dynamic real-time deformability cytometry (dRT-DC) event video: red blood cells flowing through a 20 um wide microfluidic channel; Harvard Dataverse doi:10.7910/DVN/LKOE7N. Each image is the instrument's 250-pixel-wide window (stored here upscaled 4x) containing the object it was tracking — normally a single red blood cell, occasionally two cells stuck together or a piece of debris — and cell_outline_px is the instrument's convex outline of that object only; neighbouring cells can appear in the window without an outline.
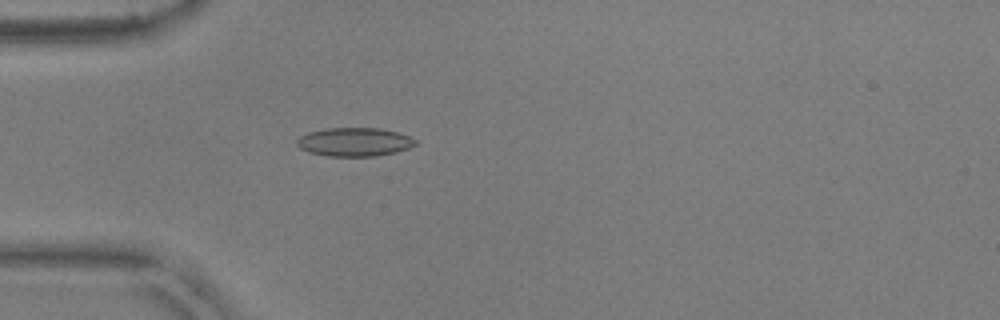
{"species": "common noctule bat (a hibernating species)", "species_latin": "Nyctalus noctula", "temperature_condition": "warm", "stored_images_in_passage": 53, "camera_frame_rate_fps": 3000, "um_per_image_px": 0.085, "animal": {"sex": "male", "body_mass_g": 17.9, "forearm_length_mm": 54.2}, "frame": {"image": 1, "passage_image": 16, "time_ms": 5.0, "image_size_px": [1000, 320], "cell_outline_px": [[416, 144], [408, 148], [396, 152], [376, 156], [328, 156], [308, 152], [300, 148], [296, 144], [296, 140], [300, 136], [308, 132], [324, 128], [380, 128], [400, 132], [416, 140]], "centroid_in_image_um": [30.11, 12.06], "position_along_channel_um": 54.9, "area_um2": 19.88}}
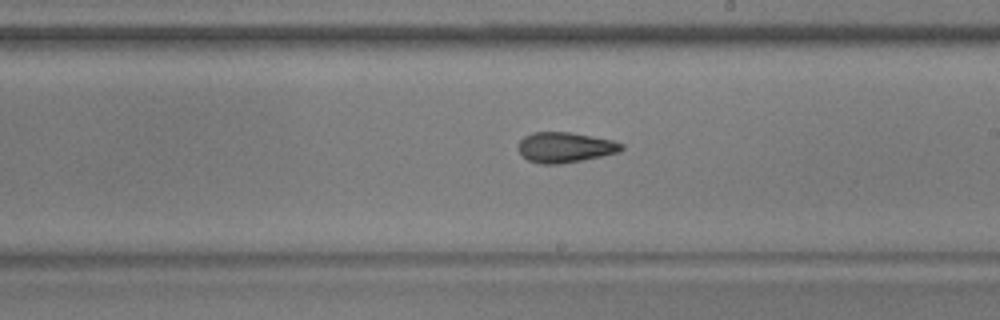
{"frame": {"image": 2, "passage_image": 31, "time_ms": 10.0, "image_size_px": [1000, 320], "cell_outline_px": [[624, 148], [620, 152], [560, 164], [540, 164], [528, 160], [520, 152], [520, 140], [524, 136], [532, 132], [568, 132], [592, 136], [612, 140], [624, 144]], "centroid_in_image_um": [48.05, 12.52], "position_along_channel_um": 241.0, "area_um2": 18.03}}
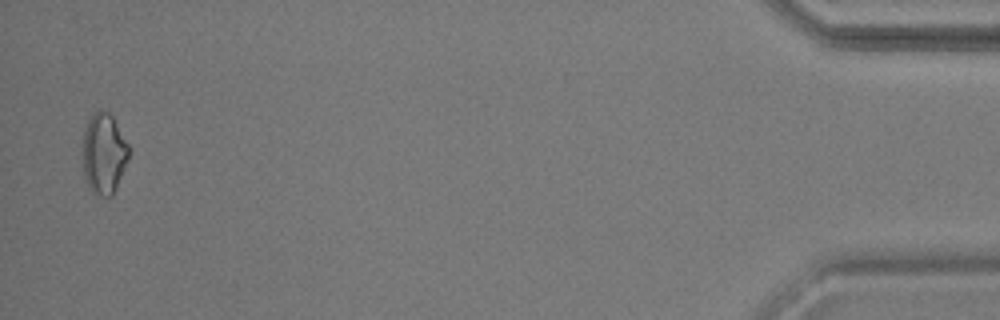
{"frame": {"image": 3, "passage_image": 52, "time_ms": 17.0, "image_size_px": [1000, 320], "cell_outline_px": [[128, 160], [112, 196], [104, 196], [92, 192], [88, 188], [84, 176], [80, 156], [84, 128], [88, 120], [100, 108], [104, 108], [112, 116], [128, 144]], "centroid_in_image_um": [8.77, 13.04], "position_along_channel_um": 426.4, "area_um2": 22.08}, "authors_computed_cell_mechanics": {"area_um2": 18.6116, "velocity_mm_per_s": 3.8475, "shape_relaxation_time_tau1_ms": null, "shape_relaxation_time_tau2_ms": 3.0773, "deformation_change_tau1": null, "deformation_change_tau2": 0.106}}